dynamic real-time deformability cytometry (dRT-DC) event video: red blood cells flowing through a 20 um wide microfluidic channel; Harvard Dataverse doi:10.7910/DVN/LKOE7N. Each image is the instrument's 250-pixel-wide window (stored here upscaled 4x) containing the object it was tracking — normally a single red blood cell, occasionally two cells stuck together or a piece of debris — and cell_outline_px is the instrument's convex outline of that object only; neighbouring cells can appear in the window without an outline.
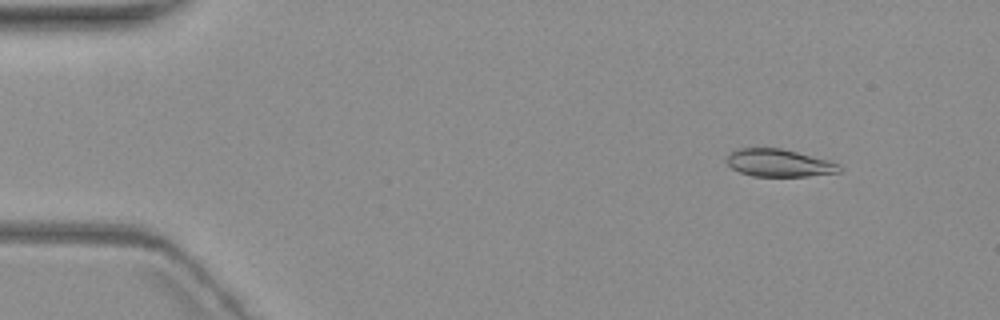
{"species": "common noctule bat (a hibernating species)", "species_latin": "Nyctalus noctula", "temperature_condition": "warm", "stored_images_in_passage": 6, "camera_frame_rate_fps": 3000, "um_per_image_px": 0.085, "animal": {"sex": "female", "body_mass_g": 19.3, "forearm_length_mm": 54.1}, "frame": {"image": 1, "passage_image": 2, "time_ms": 1.0, "image_size_px": [1000, 320], "cell_outline_px": [[840, 172], [808, 176], [752, 176], [740, 172], [732, 168], [724, 160], [736, 148], [780, 148], [828, 160], [840, 164]], "centroid_in_image_um": [66.19, 13.85], "position_along_channel_um": 18.8, "area_um2": 17.98}}
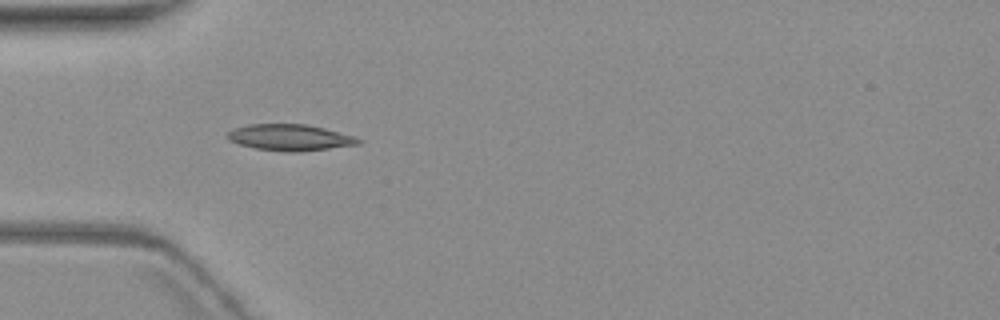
{"frame": {"image": 2, "passage_image": 5, "time_ms": 5.0, "image_size_px": [1000, 320], "cell_outline_px": [[364, 140], [360, 144], [300, 152], [284, 152], [256, 148], [240, 144], [228, 140], [228, 132], [232, 128], [248, 124], [304, 124], [324, 128], [352, 136]], "centroid_in_image_um": [24.64, 11.69], "position_along_channel_um": 60.4, "area_um2": 20.0}}
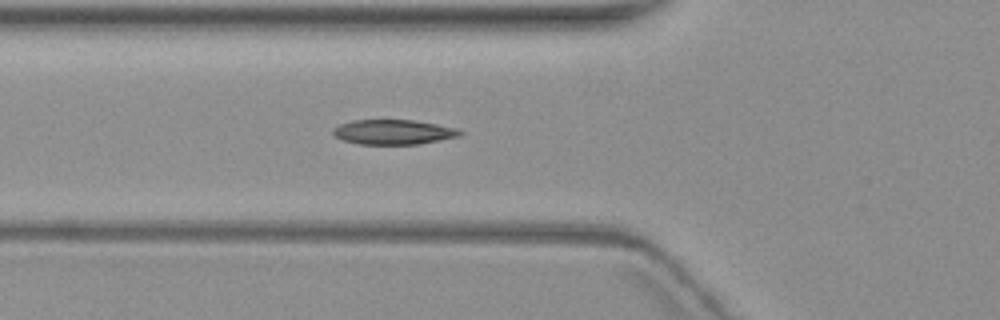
{"frame": {"image": 3, "passage_image": 6, "time_ms": 6.0, "image_size_px": [1000, 320], "cell_outline_px": [[464, 132], [460, 136], [420, 144], [360, 144], [344, 140], [336, 136], [332, 132], [332, 128], [340, 124], [352, 120], [412, 120], [436, 124], [456, 128]], "centroid_in_image_um": [33.45, 11.22], "position_along_channel_um": 92.4, "area_um2": 18.26}}